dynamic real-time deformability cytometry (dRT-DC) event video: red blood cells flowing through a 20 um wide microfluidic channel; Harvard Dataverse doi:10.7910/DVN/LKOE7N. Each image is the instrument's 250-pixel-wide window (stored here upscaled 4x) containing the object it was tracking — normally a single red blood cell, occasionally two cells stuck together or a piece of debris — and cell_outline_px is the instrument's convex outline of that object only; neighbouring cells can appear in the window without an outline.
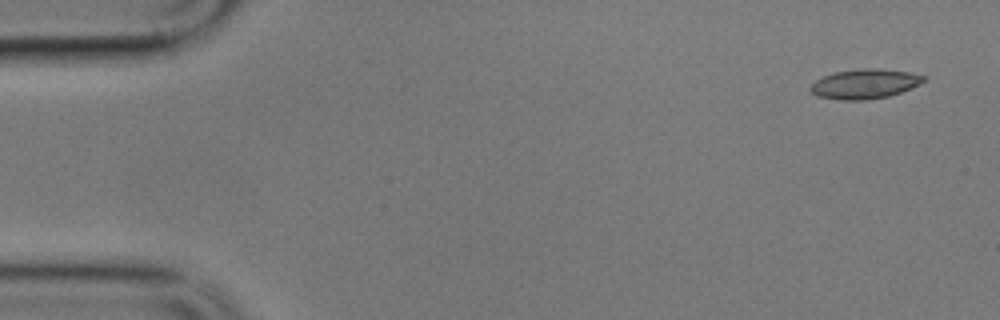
{"species": "common noctule bat (a hibernating species)", "species_latin": "Nyctalus noctula", "temperature_condition": "cold", "stored_images_in_passage": 5, "camera_frame_rate_fps": 3000, "um_per_image_px": 0.085, "animal": {"sex": "male", "body_mass_g": 17.9}, "frame": {"image": 1, "passage_image": 1, "time_ms": 0.0, "image_size_px": [1000, 320], "cell_outline_px": [[928, 76], [920, 84], [912, 88], [888, 96], [864, 100], [840, 100], [816, 96], [808, 88], [816, 80], [832, 72], [864, 68], [876, 68], [908, 72]], "centroid_in_image_um": [73.49, 7.13], "position_along_channel_um": 11.5, "area_um2": 19.59}}
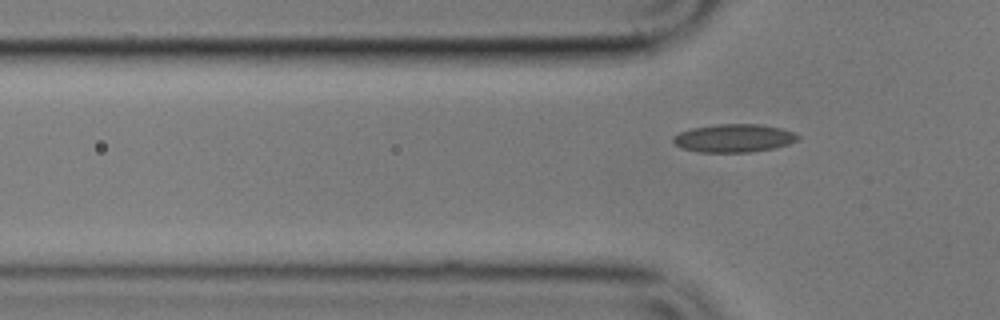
{"frame": {"image": 2, "passage_image": 5, "time_ms": 5.0, "image_size_px": [1000, 320], "cell_outline_px": [[800, 140], [788, 144], [772, 148], [748, 152], [700, 152], [684, 148], [676, 144], [672, 140], [672, 136], [680, 132], [692, 128], [716, 124], [760, 124], [780, 128], [792, 132], [800, 136]], "centroid_in_image_um": [62.39, 11.73], "position_along_channel_um": 63.4, "area_um2": 20.29}}